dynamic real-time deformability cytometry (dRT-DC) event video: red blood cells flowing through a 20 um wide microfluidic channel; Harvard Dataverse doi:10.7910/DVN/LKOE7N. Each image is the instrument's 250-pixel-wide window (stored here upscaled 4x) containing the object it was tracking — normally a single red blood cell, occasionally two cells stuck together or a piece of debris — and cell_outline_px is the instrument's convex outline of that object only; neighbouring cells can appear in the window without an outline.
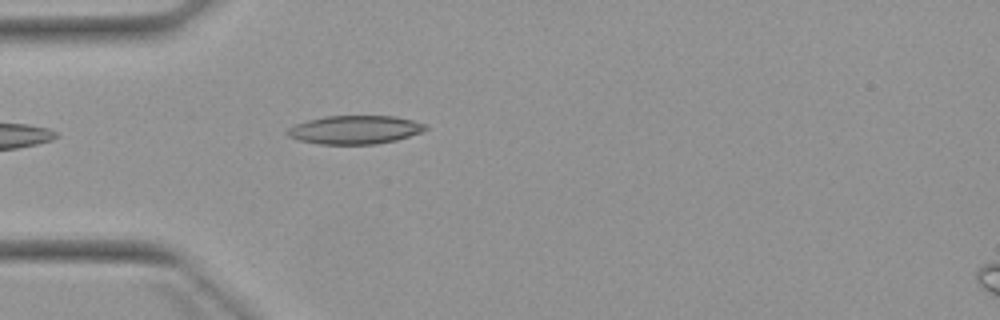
{"species": "Egyptian fruit bat (a non-hibernating species)", "species_latin": "Rousettus aegyptiacus", "temperature_condition": "warm", "stored_images_in_passage": 4, "camera_frame_rate_fps": 3000, "um_per_image_px": 0.085, "animal": {"sex": "female"}, "frame": {"image": 1, "passage_image": 4, "time_ms": 4.667, "image_size_px": [1000, 320], "cell_outline_px": [[428, 128], [420, 132], [396, 140], [376, 144], [320, 144], [300, 140], [288, 136], [284, 132], [288, 128], [296, 124], [308, 120], [324, 116], [396, 116], [412, 120], [424, 124]], "centroid_in_image_um": [30.14, 11.02], "position_along_channel_um": 54.9, "area_um2": 22.77}}